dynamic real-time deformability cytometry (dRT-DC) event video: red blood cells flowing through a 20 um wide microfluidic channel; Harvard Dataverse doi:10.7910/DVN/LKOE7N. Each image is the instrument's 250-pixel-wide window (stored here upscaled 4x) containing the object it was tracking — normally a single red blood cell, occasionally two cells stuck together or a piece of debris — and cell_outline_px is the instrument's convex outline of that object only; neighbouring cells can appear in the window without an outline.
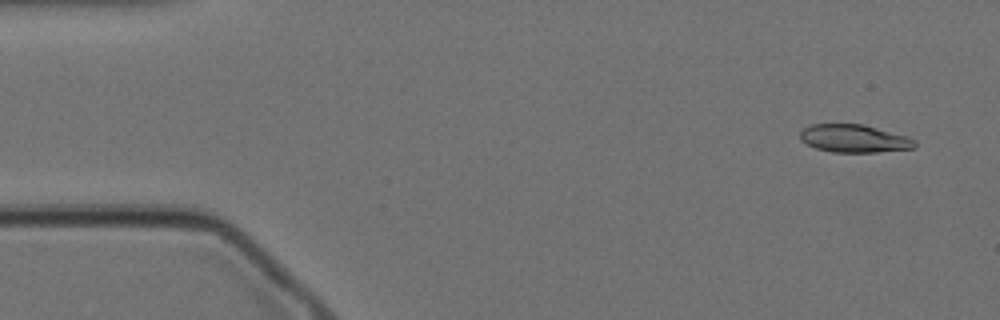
{"species": "Egyptian fruit bat (a non-hibernating species)", "species_latin": "Rousettus aegyptiacus", "temperature_condition": "cold", "stored_images_in_passage": 57, "camera_frame_rate_fps": 3000, "um_per_image_px": 0.085, "animal": {"sex": "female"}, "frame": {"image": 1, "passage_image": 3, "time_ms": 0.667, "image_size_px": [1000, 320], "cell_outline_px": [[916, 148], [876, 152], [832, 152], [816, 148], [800, 140], [800, 132], [808, 124], [864, 124], [908, 136], [916, 140]], "centroid_in_image_um": [72.62, 11.77], "position_along_channel_um": 12.4, "area_um2": 18.79}}
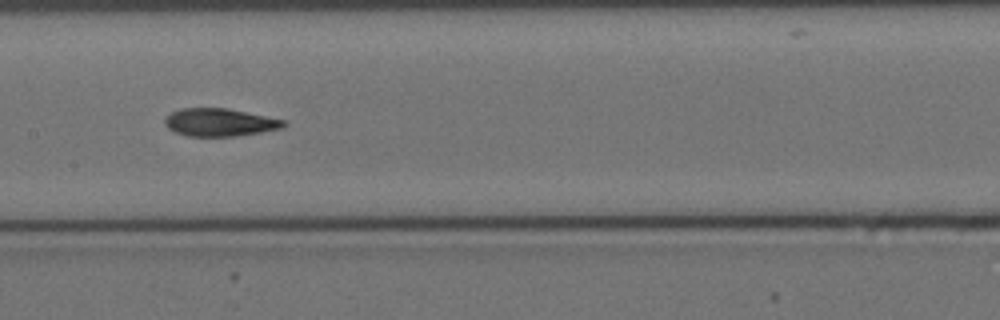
{"frame": {"image": 2, "passage_image": 27, "time_ms": 8.667, "image_size_px": [1000, 320], "cell_outline_px": [[288, 124], [284, 128], [236, 136], [188, 136], [176, 132], [168, 128], [164, 124], [164, 120], [172, 112], [180, 108], [228, 108], [284, 120]], "centroid_in_image_um": [18.69, 10.4], "position_along_channel_um": 188.7, "area_um2": 19.19}}
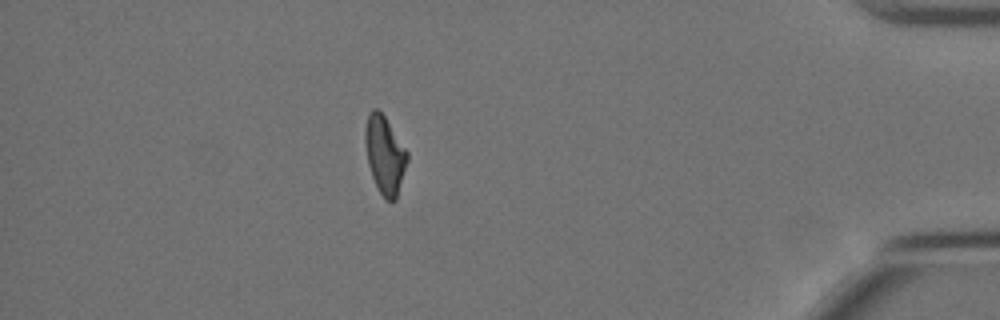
{"frame": {"image": 3, "passage_image": 50, "time_ms": 16.333, "image_size_px": [1000, 320], "cell_outline_px": [[408, 160], [396, 200], [384, 200], [372, 176], [368, 164], [364, 144], [364, 132], [368, 112], [372, 108], [376, 108], [384, 116], [408, 152]], "centroid_in_image_um": [32.69, 13.15], "position_along_channel_um": 402.5, "area_um2": 19.07}, "authors_computed_cell_mechanics": {"area_um2": 19.5364, "velocity_mm_per_s": 3.4525, "shape_relaxation_time_tau1_ms": 6.1881, "shape_relaxation_time_tau2_ms": 3.7332, "deformation_change_tau1": 0.1941, "deformation_change_tau2": 0.1032}}